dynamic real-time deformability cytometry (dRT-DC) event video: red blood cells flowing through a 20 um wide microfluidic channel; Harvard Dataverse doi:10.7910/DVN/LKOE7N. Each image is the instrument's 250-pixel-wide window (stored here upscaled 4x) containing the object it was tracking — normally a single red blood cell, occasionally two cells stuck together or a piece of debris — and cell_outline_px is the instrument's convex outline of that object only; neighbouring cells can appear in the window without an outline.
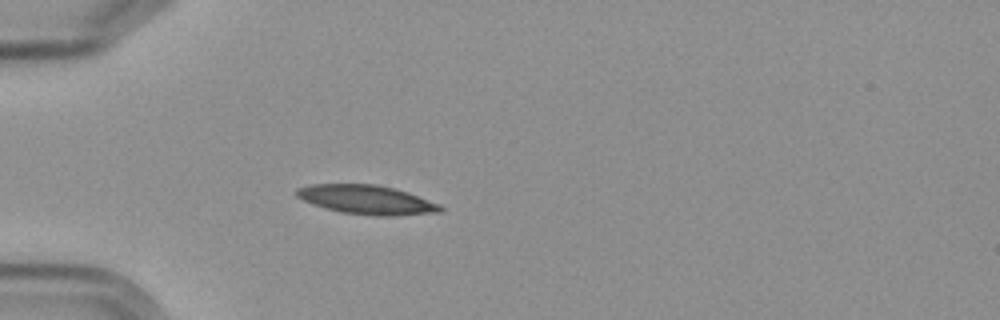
{"species": "Egyptian fruit bat (a non-hibernating species)", "species_latin": "Rousettus aegyptiacus", "temperature_condition": "cold", "stored_images_in_passage": 8, "camera_frame_rate_fps": 3000, "um_per_image_px": 0.085, "frame": {"image": 1, "passage_image": 4, "time_ms": 4.333, "image_size_px": [1000, 320], "cell_outline_px": [[444, 208], [440, 212], [396, 216], [372, 216], [340, 212], [324, 208], [312, 204], [296, 196], [296, 188], [312, 184], [376, 184], [408, 192], [440, 204]], "centroid_in_image_um": [31.17, 16.98], "position_along_channel_um": 53.8, "area_um2": 24.51}}
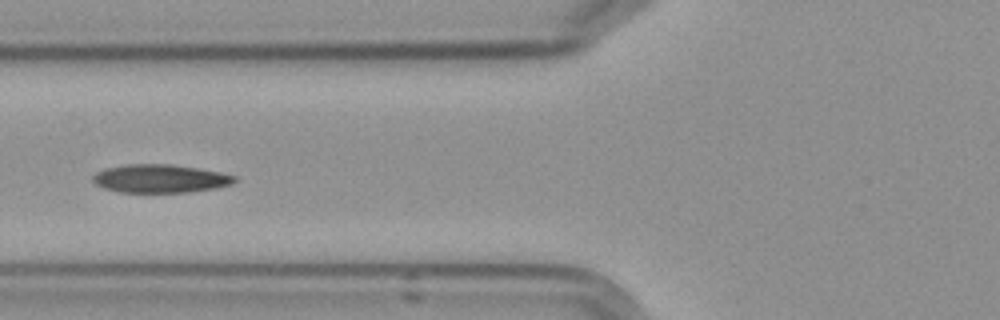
{"frame": {"image": 2, "passage_image": 6, "time_ms": 6.333, "image_size_px": [1000, 320], "cell_outline_px": [[236, 180], [232, 184], [216, 188], [188, 192], [120, 192], [104, 188], [96, 184], [92, 180], [92, 176], [96, 172], [104, 168], [124, 164], [172, 164], [200, 168], [220, 172], [236, 176]], "centroid_in_image_um": [13.61, 15.17], "position_along_channel_um": 112.2, "area_um2": 23.52}}
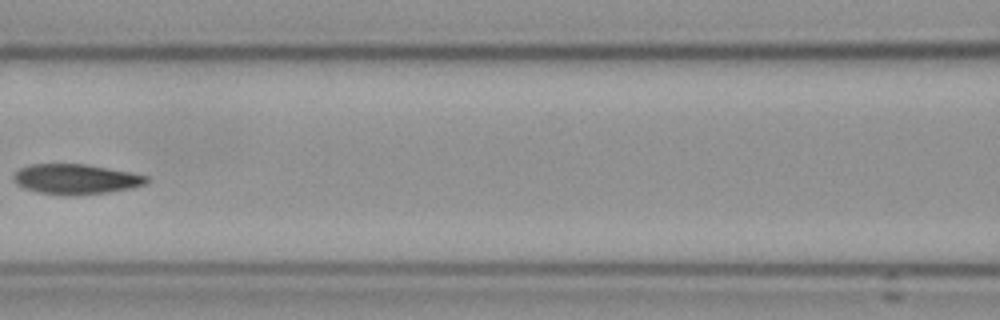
{"frame": {"image": 3, "passage_image": 7, "time_ms": 7.667, "image_size_px": [1000, 320], "cell_outline_px": [[152, 180], [148, 184], [132, 188], [108, 192], [72, 196], [64, 196], [40, 192], [24, 188], [16, 184], [12, 176], [20, 168], [32, 164], [84, 164], [132, 172], [148, 176]], "centroid_in_image_um": [6.5, 15.23], "position_along_channel_um": 160.1, "area_um2": 23.58}}